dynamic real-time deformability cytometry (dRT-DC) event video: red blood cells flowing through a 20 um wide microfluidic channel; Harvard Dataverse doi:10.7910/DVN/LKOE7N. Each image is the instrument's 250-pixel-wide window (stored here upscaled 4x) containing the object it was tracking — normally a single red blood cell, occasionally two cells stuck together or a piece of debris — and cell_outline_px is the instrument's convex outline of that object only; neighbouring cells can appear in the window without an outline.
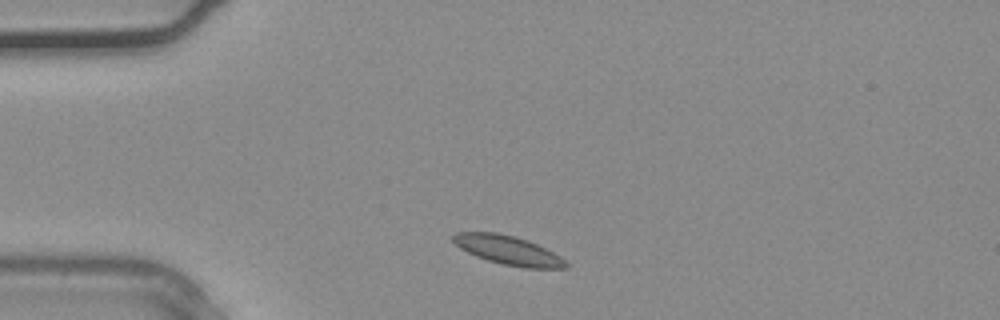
{"species": "common noctule bat (a hibernating species)", "species_latin": "Nyctalus noctula", "temperature_condition": "warm", "stored_images_in_passage": 29, "camera_frame_rate_fps": 3000, "um_per_image_px": 0.085, "animal": {"sex": "male", "body_mass_g": 20.4}, "frame": {"image": 1, "passage_image": 1, "time_ms": 0.0, "image_size_px": [1000, 320], "cell_outline_px": [[568, 268], [524, 268], [500, 264], [476, 256], [460, 248], [452, 240], [452, 236], [456, 232], [496, 232], [516, 236], [528, 240], [560, 256], [568, 264]], "centroid_in_image_um": [43.18, 21.26], "position_along_channel_um": 41.8, "area_um2": 19.02}}